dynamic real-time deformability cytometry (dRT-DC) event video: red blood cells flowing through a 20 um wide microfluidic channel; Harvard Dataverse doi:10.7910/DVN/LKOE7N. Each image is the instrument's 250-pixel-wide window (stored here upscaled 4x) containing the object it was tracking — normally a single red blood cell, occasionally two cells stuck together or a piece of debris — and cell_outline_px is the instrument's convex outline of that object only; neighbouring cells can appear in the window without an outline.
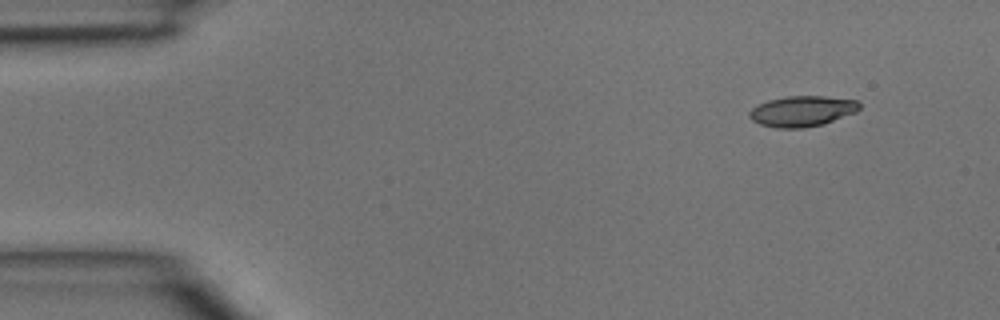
{"species": "common noctule bat (a hibernating species)", "species_latin": "Nyctalus noctula", "temperature_condition": "room temperature", "stored_images_in_passage": 4, "segment_of_instrument_passage": [2, 2], "camera_frame_rate_fps": 3000, "um_per_image_px": 0.085, "animal": {"sex": "male", "body_mass_g": 15.6}, "frame": {"image": 1, "passage_image": 4, "time_ms": 1.0, "image_size_px": [1000, 320], "cell_outline_px": [[860, 108], [856, 112], [824, 124], [804, 128], [776, 128], [760, 124], [752, 120], [748, 116], [748, 112], [752, 108], [768, 100], [788, 96], [824, 96], [856, 100], [860, 104]], "centroid_in_image_um": [68.18, 9.45], "position_along_channel_um": 16.8, "area_um2": 19.65}}